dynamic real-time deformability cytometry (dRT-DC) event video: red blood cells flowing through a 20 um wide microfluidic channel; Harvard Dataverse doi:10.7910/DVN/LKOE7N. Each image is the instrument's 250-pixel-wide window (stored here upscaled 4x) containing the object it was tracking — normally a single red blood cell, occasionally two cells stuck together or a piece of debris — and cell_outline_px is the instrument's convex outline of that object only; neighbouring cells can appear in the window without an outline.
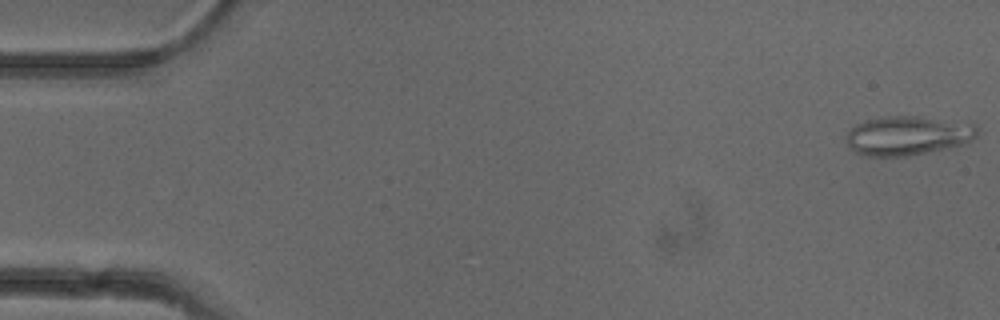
{"species": "common noctule bat (a hibernating species)", "species_latin": "Nyctalus noctula", "temperature_condition": "cold", "stored_images_in_passage": 6, "camera_frame_rate_fps": 3000, "um_per_image_px": 0.085, "animal": {"sex": "female"}, "frame": {"image": 1, "passage_image": 6, "time_ms": 6.667, "image_size_px": [1000, 320], "cell_outline_px": [[976, 136], [972, 140], [964, 144], [948, 148], [908, 156], [864, 156], [856, 152], [848, 144], [848, 132], [856, 124], [864, 120], [888, 116], [916, 116], [976, 124]], "centroid_in_image_um": [77.17, 11.53], "position_along_channel_um": 7.8, "area_um2": 29.65}}